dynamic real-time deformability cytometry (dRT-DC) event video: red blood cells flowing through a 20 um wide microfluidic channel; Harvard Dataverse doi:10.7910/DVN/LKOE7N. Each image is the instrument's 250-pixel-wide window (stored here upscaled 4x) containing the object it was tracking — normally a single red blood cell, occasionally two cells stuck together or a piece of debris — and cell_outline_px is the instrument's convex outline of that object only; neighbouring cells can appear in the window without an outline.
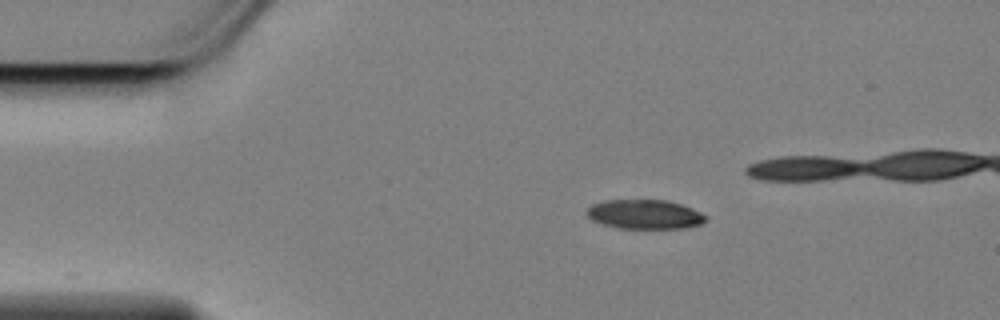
{"species": "Egyptian fruit bat (a non-hibernating species)", "species_latin": "Rousettus aegyptiacus", "temperature_condition": "cold", "stored_images_in_passage": 32, "camera_frame_rate_fps": 3000, "um_per_image_px": 0.085, "animal": {"sex": "female"}, "frame": {"image": 1, "passage_image": 1, "time_ms": 0.0, "image_size_px": [1000, 320], "cell_outline_px": [[708, 220], [700, 224], [684, 228], [620, 228], [604, 224], [592, 220], [588, 216], [588, 208], [592, 204], [604, 200], [668, 200], [692, 208], [708, 216]], "centroid_in_image_um": [54.84, 18.21], "position_along_channel_um": 30.2, "area_um2": 20.23}}
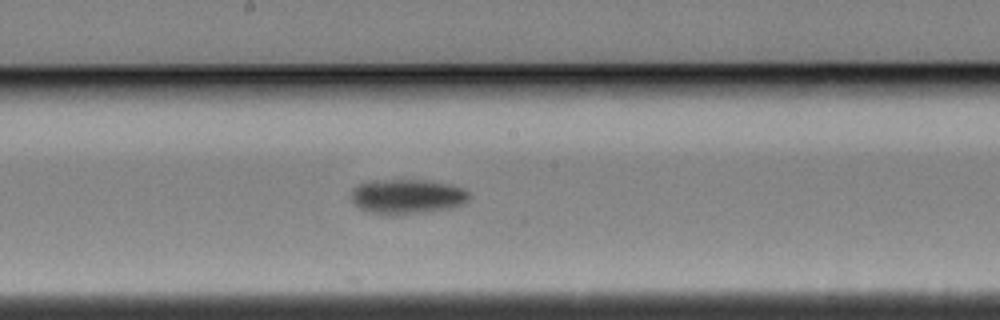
{"frame": {"image": 2, "passage_image": 21, "time_ms": 6.667, "image_size_px": [1000, 320], "cell_outline_px": [[468, 200], [464, 204], [452, 208], [396, 216], [388, 216], [368, 212], [352, 204], [352, 188], [360, 184], [372, 180], [428, 180], [452, 184], [464, 188], [468, 192]], "centroid_in_image_um": [34.6, 16.72], "position_along_channel_um": 213.6, "area_um2": 24.39}}
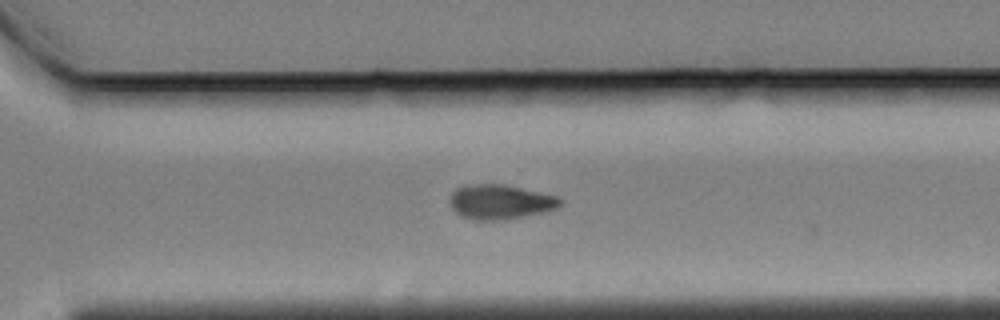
{"frame": {"image": 3, "passage_image": 31, "time_ms": 10.0, "image_size_px": [1000, 320], "cell_outline_px": [[564, 200], [556, 208], [544, 212], [504, 220], [472, 220], [460, 216], [452, 208], [452, 192], [456, 188], [476, 184], [504, 184], [556, 196]], "centroid_in_image_um": [42.53, 17.17], "position_along_channel_um": 328.1, "area_um2": 22.02}}